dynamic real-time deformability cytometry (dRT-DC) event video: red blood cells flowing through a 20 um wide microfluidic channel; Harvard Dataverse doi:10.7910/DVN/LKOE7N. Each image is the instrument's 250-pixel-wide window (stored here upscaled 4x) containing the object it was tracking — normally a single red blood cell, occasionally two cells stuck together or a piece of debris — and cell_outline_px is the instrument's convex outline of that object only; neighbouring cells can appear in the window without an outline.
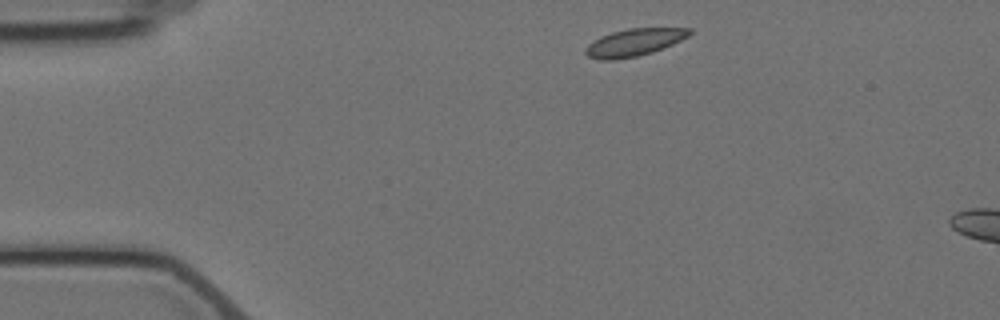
{"species": "Egyptian fruit bat (a non-hibernating species)", "species_latin": "Rousettus aegyptiacus", "temperature_condition": "cold", "stored_images_in_passage": 2, "camera_frame_rate_fps": 3000, "um_per_image_px": 0.085, "animal": {"sex": "female"}, "frame": {"image": 1, "passage_image": 1, "time_ms": 0.0, "image_size_px": [1000, 320], "cell_outline_px": [[692, 32], [688, 36], [672, 44], [652, 52], [636, 56], [616, 60], [600, 60], [588, 56], [584, 52], [584, 48], [588, 44], [600, 36], [612, 32], [628, 28], [692, 28]], "centroid_in_image_um": [53.87, 3.6], "position_along_channel_um": 31.1, "area_um2": 16.53}}